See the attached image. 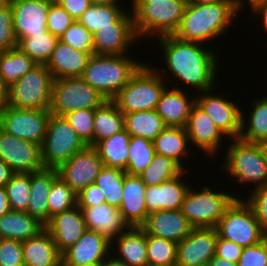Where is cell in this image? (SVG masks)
I'll list each match as a JSON object with an SVG mask.
<instances>
[{
    "label": "cell",
    "mask_w": 267,
    "mask_h": 266,
    "mask_svg": "<svg viewBox=\"0 0 267 266\" xmlns=\"http://www.w3.org/2000/svg\"><path fill=\"white\" fill-rule=\"evenodd\" d=\"M106 98L81 77L53 80L50 112L64 116L82 109H96Z\"/></svg>",
    "instance_id": "30bf717a"
},
{
    "label": "cell",
    "mask_w": 267,
    "mask_h": 266,
    "mask_svg": "<svg viewBox=\"0 0 267 266\" xmlns=\"http://www.w3.org/2000/svg\"><path fill=\"white\" fill-rule=\"evenodd\" d=\"M18 40L14 33L13 12L10 5L0 9V52L16 48Z\"/></svg>",
    "instance_id": "681fc988"
},
{
    "label": "cell",
    "mask_w": 267,
    "mask_h": 266,
    "mask_svg": "<svg viewBox=\"0 0 267 266\" xmlns=\"http://www.w3.org/2000/svg\"><path fill=\"white\" fill-rule=\"evenodd\" d=\"M0 159L14 173L31 174L44 169L41 145L19 139L0 129Z\"/></svg>",
    "instance_id": "4fadbf2b"
},
{
    "label": "cell",
    "mask_w": 267,
    "mask_h": 266,
    "mask_svg": "<svg viewBox=\"0 0 267 266\" xmlns=\"http://www.w3.org/2000/svg\"><path fill=\"white\" fill-rule=\"evenodd\" d=\"M186 128L167 126L153 140L155 154L166 156L176 161L184 170V157H188L191 150ZM189 144V145H188ZM182 160V161H181Z\"/></svg>",
    "instance_id": "1f68e13d"
},
{
    "label": "cell",
    "mask_w": 267,
    "mask_h": 266,
    "mask_svg": "<svg viewBox=\"0 0 267 266\" xmlns=\"http://www.w3.org/2000/svg\"><path fill=\"white\" fill-rule=\"evenodd\" d=\"M207 266H237V263L214 256Z\"/></svg>",
    "instance_id": "94428289"
},
{
    "label": "cell",
    "mask_w": 267,
    "mask_h": 266,
    "mask_svg": "<svg viewBox=\"0 0 267 266\" xmlns=\"http://www.w3.org/2000/svg\"><path fill=\"white\" fill-rule=\"evenodd\" d=\"M115 239L114 243L111 242V250L117 253L111 252V256L117 261L125 266L148 265L146 233L141 227H129Z\"/></svg>",
    "instance_id": "83f0119b"
},
{
    "label": "cell",
    "mask_w": 267,
    "mask_h": 266,
    "mask_svg": "<svg viewBox=\"0 0 267 266\" xmlns=\"http://www.w3.org/2000/svg\"><path fill=\"white\" fill-rule=\"evenodd\" d=\"M101 266H125L122 262L117 261L114 257L110 256Z\"/></svg>",
    "instance_id": "be15d7a7"
},
{
    "label": "cell",
    "mask_w": 267,
    "mask_h": 266,
    "mask_svg": "<svg viewBox=\"0 0 267 266\" xmlns=\"http://www.w3.org/2000/svg\"><path fill=\"white\" fill-rule=\"evenodd\" d=\"M184 169L173 159L155 154L152 162L138 176L146 186L159 185L180 175Z\"/></svg>",
    "instance_id": "f35d334b"
},
{
    "label": "cell",
    "mask_w": 267,
    "mask_h": 266,
    "mask_svg": "<svg viewBox=\"0 0 267 266\" xmlns=\"http://www.w3.org/2000/svg\"><path fill=\"white\" fill-rule=\"evenodd\" d=\"M126 172L139 175L152 162L155 155L153 141L143 137L131 136Z\"/></svg>",
    "instance_id": "b9f144b4"
},
{
    "label": "cell",
    "mask_w": 267,
    "mask_h": 266,
    "mask_svg": "<svg viewBox=\"0 0 267 266\" xmlns=\"http://www.w3.org/2000/svg\"><path fill=\"white\" fill-rule=\"evenodd\" d=\"M86 145L79 138L64 116L51 113L45 139L41 145L44 168L57 169Z\"/></svg>",
    "instance_id": "9c48e42d"
},
{
    "label": "cell",
    "mask_w": 267,
    "mask_h": 266,
    "mask_svg": "<svg viewBox=\"0 0 267 266\" xmlns=\"http://www.w3.org/2000/svg\"><path fill=\"white\" fill-rule=\"evenodd\" d=\"M53 77L45 64H37L7 87L6 105L18 109L49 110Z\"/></svg>",
    "instance_id": "52a82bcc"
},
{
    "label": "cell",
    "mask_w": 267,
    "mask_h": 266,
    "mask_svg": "<svg viewBox=\"0 0 267 266\" xmlns=\"http://www.w3.org/2000/svg\"><path fill=\"white\" fill-rule=\"evenodd\" d=\"M79 208L82 211L86 229L98 232L111 242L129 228L119 208L108 205L106 202L92 207Z\"/></svg>",
    "instance_id": "cb8c5ba5"
},
{
    "label": "cell",
    "mask_w": 267,
    "mask_h": 266,
    "mask_svg": "<svg viewBox=\"0 0 267 266\" xmlns=\"http://www.w3.org/2000/svg\"><path fill=\"white\" fill-rule=\"evenodd\" d=\"M95 109H82L70 112L64 117L86 146L93 147V122Z\"/></svg>",
    "instance_id": "bcb514c9"
},
{
    "label": "cell",
    "mask_w": 267,
    "mask_h": 266,
    "mask_svg": "<svg viewBox=\"0 0 267 266\" xmlns=\"http://www.w3.org/2000/svg\"><path fill=\"white\" fill-rule=\"evenodd\" d=\"M92 54L94 52L76 50L59 40L45 66L54 80L81 77Z\"/></svg>",
    "instance_id": "484cf974"
},
{
    "label": "cell",
    "mask_w": 267,
    "mask_h": 266,
    "mask_svg": "<svg viewBox=\"0 0 267 266\" xmlns=\"http://www.w3.org/2000/svg\"><path fill=\"white\" fill-rule=\"evenodd\" d=\"M187 172L184 170L180 175L159 185L147 186L145 201L148 214L160 210L181 209L185 195L191 186L182 177Z\"/></svg>",
    "instance_id": "603a6c76"
},
{
    "label": "cell",
    "mask_w": 267,
    "mask_h": 266,
    "mask_svg": "<svg viewBox=\"0 0 267 266\" xmlns=\"http://www.w3.org/2000/svg\"><path fill=\"white\" fill-rule=\"evenodd\" d=\"M218 237L244 247L261 242L267 235L262 231L252 208L237 198L215 226Z\"/></svg>",
    "instance_id": "8fae6325"
},
{
    "label": "cell",
    "mask_w": 267,
    "mask_h": 266,
    "mask_svg": "<svg viewBox=\"0 0 267 266\" xmlns=\"http://www.w3.org/2000/svg\"><path fill=\"white\" fill-rule=\"evenodd\" d=\"M103 161L97 150L86 146L82 151L75 153L67 162L57 168L58 176L77 194L89 184L95 183Z\"/></svg>",
    "instance_id": "5bb4252c"
},
{
    "label": "cell",
    "mask_w": 267,
    "mask_h": 266,
    "mask_svg": "<svg viewBox=\"0 0 267 266\" xmlns=\"http://www.w3.org/2000/svg\"><path fill=\"white\" fill-rule=\"evenodd\" d=\"M111 241L96 231L83 236L62 254V266H101L111 256Z\"/></svg>",
    "instance_id": "e0dca14e"
},
{
    "label": "cell",
    "mask_w": 267,
    "mask_h": 266,
    "mask_svg": "<svg viewBox=\"0 0 267 266\" xmlns=\"http://www.w3.org/2000/svg\"><path fill=\"white\" fill-rule=\"evenodd\" d=\"M45 225L27 212L10 211L0 217V239L26 241L37 236Z\"/></svg>",
    "instance_id": "4dcf8cb0"
},
{
    "label": "cell",
    "mask_w": 267,
    "mask_h": 266,
    "mask_svg": "<svg viewBox=\"0 0 267 266\" xmlns=\"http://www.w3.org/2000/svg\"><path fill=\"white\" fill-rule=\"evenodd\" d=\"M143 64L127 54H92L81 78L106 100H113Z\"/></svg>",
    "instance_id": "3957f363"
},
{
    "label": "cell",
    "mask_w": 267,
    "mask_h": 266,
    "mask_svg": "<svg viewBox=\"0 0 267 266\" xmlns=\"http://www.w3.org/2000/svg\"><path fill=\"white\" fill-rule=\"evenodd\" d=\"M94 4H115L119 3V0H90Z\"/></svg>",
    "instance_id": "03108f58"
},
{
    "label": "cell",
    "mask_w": 267,
    "mask_h": 266,
    "mask_svg": "<svg viewBox=\"0 0 267 266\" xmlns=\"http://www.w3.org/2000/svg\"><path fill=\"white\" fill-rule=\"evenodd\" d=\"M77 205V193L59 176L53 181L48 196V222L54 215Z\"/></svg>",
    "instance_id": "ee69618b"
},
{
    "label": "cell",
    "mask_w": 267,
    "mask_h": 266,
    "mask_svg": "<svg viewBox=\"0 0 267 266\" xmlns=\"http://www.w3.org/2000/svg\"><path fill=\"white\" fill-rule=\"evenodd\" d=\"M146 188V184L138 175H125L119 211L129 227H141L146 221Z\"/></svg>",
    "instance_id": "d4e9b609"
},
{
    "label": "cell",
    "mask_w": 267,
    "mask_h": 266,
    "mask_svg": "<svg viewBox=\"0 0 267 266\" xmlns=\"http://www.w3.org/2000/svg\"><path fill=\"white\" fill-rule=\"evenodd\" d=\"M25 266H62V254L46 229L22 242Z\"/></svg>",
    "instance_id": "f1b7e54d"
},
{
    "label": "cell",
    "mask_w": 267,
    "mask_h": 266,
    "mask_svg": "<svg viewBox=\"0 0 267 266\" xmlns=\"http://www.w3.org/2000/svg\"><path fill=\"white\" fill-rule=\"evenodd\" d=\"M189 141L193 146L202 150L204 154L215 157L222 147L223 137H227L221 129L215 125L208 114L196 103L193 105L186 125Z\"/></svg>",
    "instance_id": "ffe728a7"
},
{
    "label": "cell",
    "mask_w": 267,
    "mask_h": 266,
    "mask_svg": "<svg viewBox=\"0 0 267 266\" xmlns=\"http://www.w3.org/2000/svg\"><path fill=\"white\" fill-rule=\"evenodd\" d=\"M250 7V10L252 11V16H254L253 18L256 19L259 17L261 23L263 24L265 32H267V0L257 1L253 3Z\"/></svg>",
    "instance_id": "6f0895ef"
},
{
    "label": "cell",
    "mask_w": 267,
    "mask_h": 266,
    "mask_svg": "<svg viewBox=\"0 0 267 266\" xmlns=\"http://www.w3.org/2000/svg\"><path fill=\"white\" fill-rule=\"evenodd\" d=\"M163 50L169 74L182 81V85L204 92L215 88L219 57L216 52L204 49V44L184 41L174 35L156 38ZM218 58V59H217Z\"/></svg>",
    "instance_id": "6da1fadb"
},
{
    "label": "cell",
    "mask_w": 267,
    "mask_h": 266,
    "mask_svg": "<svg viewBox=\"0 0 267 266\" xmlns=\"http://www.w3.org/2000/svg\"><path fill=\"white\" fill-rule=\"evenodd\" d=\"M0 266H25L22 241L0 239Z\"/></svg>",
    "instance_id": "f907efd6"
},
{
    "label": "cell",
    "mask_w": 267,
    "mask_h": 266,
    "mask_svg": "<svg viewBox=\"0 0 267 266\" xmlns=\"http://www.w3.org/2000/svg\"><path fill=\"white\" fill-rule=\"evenodd\" d=\"M7 100V87L0 79V111L6 106Z\"/></svg>",
    "instance_id": "6125c7cd"
},
{
    "label": "cell",
    "mask_w": 267,
    "mask_h": 266,
    "mask_svg": "<svg viewBox=\"0 0 267 266\" xmlns=\"http://www.w3.org/2000/svg\"><path fill=\"white\" fill-rule=\"evenodd\" d=\"M58 177L57 169L44 168L30 174V199L27 213L44 225L48 223V196L53 181Z\"/></svg>",
    "instance_id": "f546056e"
},
{
    "label": "cell",
    "mask_w": 267,
    "mask_h": 266,
    "mask_svg": "<svg viewBox=\"0 0 267 266\" xmlns=\"http://www.w3.org/2000/svg\"><path fill=\"white\" fill-rule=\"evenodd\" d=\"M148 265L176 266L177 243L146 233Z\"/></svg>",
    "instance_id": "7bdbcfd3"
},
{
    "label": "cell",
    "mask_w": 267,
    "mask_h": 266,
    "mask_svg": "<svg viewBox=\"0 0 267 266\" xmlns=\"http://www.w3.org/2000/svg\"><path fill=\"white\" fill-rule=\"evenodd\" d=\"M119 3H92L77 19L88 31L95 33L98 29L113 27V23L124 13Z\"/></svg>",
    "instance_id": "74e56055"
},
{
    "label": "cell",
    "mask_w": 267,
    "mask_h": 266,
    "mask_svg": "<svg viewBox=\"0 0 267 266\" xmlns=\"http://www.w3.org/2000/svg\"><path fill=\"white\" fill-rule=\"evenodd\" d=\"M225 161L220 167L240 184L253 183V190L267 186V162L260 144L229 139Z\"/></svg>",
    "instance_id": "8992f818"
},
{
    "label": "cell",
    "mask_w": 267,
    "mask_h": 266,
    "mask_svg": "<svg viewBox=\"0 0 267 266\" xmlns=\"http://www.w3.org/2000/svg\"><path fill=\"white\" fill-rule=\"evenodd\" d=\"M244 3L245 0H223L215 4L187 3L173 35L184 41L202 44L216 40L225 34L231 21L244 9Z\"/></svg>",
    "instance_id": "7a4b0ae2"
},
{
    "label": "cell",
    "mask_w": 267,
    "mask_h": 266,
    "mask_svg": "<svg viewBox=\"0 0 267 266\" xmlns=\"http://www.w3.org/2000/svg\"><path fill=\"white\" fill-rule=\"evenodd\" d=\"M11 0H0V9L10 5Z\"/></svg>",
    "instance_id": "a7ac6f4b"
},
{
    "label": "cell",
    "mask_w": 267,
    "mask_h": 266,
    "mask_svg": "<svg viewBox=\"0 0 267 266\" xmlns=\"http://www.w3.org/2000/svg\"><path fill=\"white\" fill-rule=\"evenodd\" d=\"M167 125L155 110L124 113V129L130 136L153 141Z\"/></svg>",
    "instance_id": "d590c367"
},
{
    "label": "cell",
    "mask_w": 267,
    "mask_h": 266,
    "mask_svg": "<svg viewBox=\"0 0 267 266\" xmlns=\"http://www.w3.org/2000/svg\"><path fill=\"white\" fill-rule=\"evenodd\" d=\"M61 254L75 244L87 230L78 205L54 215L45 225Z\"/></svg>",
    "instance_id": "44dd1931"
},
{
    "label": "cell",
    "mask_w": 267,
    "mask_h": 266,
    "mask_svg": "<svg viewBox=\"0 0 267 266\" xmlns=\"http://www.w3.org/2000/svg\"><path fill=\"white\" fill-rule=\"evenodd\" d=\"M133 26L132 12L127 10L113 23V27L98 29L93 34L94 54L125 55L138 42ZM131 46V47H130Z\"/></svg>",
    "instance_id": "9a60e30c"
},
{
    "label": "cell",
    "mask_w": 267,
    "mask_h": 266,
    "mask_svg": "<svg viewBox=\"0 0 267 266\" xmlns=\"http://www.w3.org/2000/svg\"><path fill=\"white\" fill-rule=\"evenodd\" d=\"M133 26L138 39L173 35L184 15L187 0H132ZM145 35V36H144Z\"/></svg>",
    "instance_id": "277c9868"
},
{
    "label": "cell",
    "mask_w": 267,
    "mask_h": 266,
    "mask_svg": "<svg viewBox=\"0 0 267 266\" xmlns=\"http://www.w3.org/2000/svg\"><path fill=\"white\" fill-rule=\"evenodd\" d=\"M75 19L59 4L51 3L47 15L48 32L60 38Z\"/></svg>",
    "instance_id": "c3c4849f"
},
{
    "label": "cell",
    "mask_w": 267,
    "mask_h": 266,
    "mask_svg": "<svg viewBox=\"0 0 267 266\" xmlns=\"http://www.w3.org/2000/svg\"><path fill=\"white\" fill-rule=\"evenodd\" d=\"M145 233L179 243L194 229L179 210H160L149 213L141 226Z\"/></svg>",
    "instance_id": "7402d4cb"
},
{
    "label": "cell",
    "mask_w": 267,
    "mask_h": 266,
    "mask_svg": "<svg viewBox=\"0 0 267 266\" xmlns=\"http://www.w3.org/2000/svg\"><path fill=\"white\" fill-rule=\"evenodd\" d=\"M237 266H267V236L255 245L244 247Z\"/></svg>",
    "instance_id": "f5cc1de1"
},
{
    "label": "cell",
    "mask_w": 267,
    "mask_h": 266,
    "mask_svg": "<svg viewBox=\"0 0 267 266\" xmlns=\"http://www.w3.org/2000/svg\"><path fill=\"white\" fill-rule=\"evenodd\" d=\"M217 232L215 228H194L177 243L176 266H206L215 256Z\"/></svg>",
    "instance_id": "ac0fdd59"
},
{
    "label": "cell",
    "mask_w": 267,
    "mask_h": 266,
    "mask_svg": "<svg viewBox=\"0 0 267 266\" xmlns=\"http://www.w3.org/2000/svg\"><path fill=\"white\" fill-rule=\"evenodd\" d=\"M93 147L124 129V113L113 100H106L95 109L93 122Z\"/></svg>",
    "instance_id": "836d02e7"
},
{
    "label": "cell",
    "mask_w": 267,
    "mask_h": 266,
    "mask_svg": "<svg viewBox=\"0 0 267 266\" xmlns=\"http://www.w3.org/2000/svg\"><path fill=\"white\" fill-rule=\"evenodd\" d=\"M59 40L82 52H94L93 33L75 20Z\"/></svg>",
    "instance_id": "7dc6e473"
},
{
    "label": "cell",
    "mask_w": 267,
    "mask_h": 266,
    "mask_svg": "<svg viewBox=\"0 0 267 266\" xmlns=\"http://www.w3.org/2000/svg\"><path fill=\"white\" fill-rule=\"evenodd\" d=\"M35 65L37 63L18 47L0 52V79L9 87Z\"/></svg>",
    "instance_id": "8d00e7d4"
},
{
    "label": "cell",
    "mask_w": 267,
    "mask_h": 266,
    "mask_svg": "<svg viewBox=\"0 0 267 266\" xmlns=\"http://www.w3.org/2000/svg\"><path fill=\"white\" fill-rule=\"evenodd\" d=\"M130 139V134L123 129L94 146L105 167L126 171Z\"/></svg>",
    "instance_id": "d6a6232c"
},
{
    "label": "cell",
    "mask_w": 267,
    "mask_h": 266,
    "mask_svg": "<svg viewBox=\"0 0 267 266\" xmlns=\"http://www.w3.org/2000/svg\"><path fill=\"white\" fill-rule=\"evenodd\" d=\"M61 5L75 20L92 4L90 0H52Z\"/></svg>",
    "instance_id": "9f6ffc18"
},
{
    "label": "cell",
    "mask_w": 267,
    "mask_h": 266,
    "mask_svg": "<svg viewBox=\"0 0 267 266\" xmlns=\"http://www.w3.org/2000/svg\"><path fill=\"white\" fill-rule=\"evenodd\" d=\"M244 201L252 208L262 231L267 235V186L252 190Z\"/></svg>",
    "instance_id": "816d5d0a"
},
{
    "label": "cell",
    "mask_w": 267,
    "mask_h": 266,
    "mask_svg": "<svg viewBox=\"0 0 267 266\" xmlns=\"http://www.w3.org/2000/svg\"><path fill=\"white\" fill-rule=\"evenodd\" d=\"M188 3H196V4H215L223 0H187Z\"/></svg>",
    "instance_id": "e7e4bbea"
},
{
    "label": "cell",
    "mask_w": 267,
    "mask_h": 266,
    "mask_svg": "<svg viewBox=\"0 0 267 266\" xmlns=\"http://www.w3.org/2000/svg\"><path fill=\"white\" fill-rule=\"evenodd\" d=\"M126 174L124 170L104 166L96 177L95 184L101 189L108 205L120 207Z\"/></svg>",
    "instance_id": "ab89813d"
},
{
    "label": "cell",
    "mask_w": 267,
    "mask_h": 266,
    "mask_svg": "<svg viewBox=\"0 0 267 266\" xmlns=\"http://www.w3.org/2000/svg\"><path fill=\"white\" fill-rule=\"evenodd\" d=\"M164 70L144 63L113 99L119 110L123 113L155 110L167 87L164 84L167 76H162Z\"/></svg>",
    "instance_id": "5b68a950"
},
{
    "label": "cell",
    "mask_w": 267,
    "mask_h": 266,
    "mask_svg": "<svg viewBox=\"0 0 267 266\" xmlns=\"http://www.w3.org/2000/svg\"><path fill=\"white\" fill-rule=\"evenodd\" d=\"M243 247L235 242L217 237L216 257L237 263L242 255Z\"/></svg>",
    "instance_id": "11a10c76"
},
{
    "label": "cell",
    "mask_w": 267,
    "mask_h": 266,
    "mask_svg": "<svg viewBox=\"0 0 267 266\" xmlns=\"http://www.w3.org/2000/svg\"><path fill=\"white\" fill-rule=\"evenodd\" d=\"M105 202L104 194L95 183L89 184L77 194L79 207H92Z\"/></svg>",
    "instance_id": "db71d44e"
},
{
    "label": "cell",
    "mask_w": 267,
    "mask_h": 266,
    "mask_svg": "<svg viewBox=\"0 0 267 266\" xmlns=\"http://www.w3.org/2000/svg\"><path fill=\"white\" fill-rule=\"evenodd\" d=\"M4 187L11 210L27 212L30 199V174L15 173Z\"/></svg>",
    "instance_id": "f6af8a7d"
},
{
    "label": "cell",
    "mask_w": 267,
    "mask_h": 266,
    "mask_svg": "<svg viewBox=\"0 0 267 266\" xmlns=\"http://www.w3.org/2000/svg\"><path fill=\"white\" fill-rule=\"evenodd\" d=\"M172 87L164 89L155 111L167 126L185 128L196 98L190 99L181 86Z\"/></svg>",
    "instance_id": "4316f807"
},
{
    "label": "cell",
    "mask_w": 267,
    "mask_h": 266,
    "mask_svg": "<svg viewBox=\"0 0 267 266\" xmlns=\"http://www.w3.org/2000/svg\"><path fill=\"white\" fill-rule=\"evenodd\" d=\"M14 171L0 159V187H4L13 177Z\"/></svg>",
    "instance_id": "680465c9"
},
{
    "label": "cell",
    "mask_w": 267,
    "mask_h": 266,
    "mask_svg": "<svg viewBox=\"0 0 267 266\" xmlns=\"http://www.w3.org/2000/svg\"><path fill=\"white\" fill-rule=\"evenodd\" d=\"M260 1V0H247V4H249V6H251L253 3Z\"/></svg>",
    "instance_id": "89a4df30"
},
{
    "label": "cell",
    "mask_w": 267,
    "mask_h": 266,
    "mask_svg": "<svg viewBox=\"0 0 267 266\" xmlns=\"http://www.w3.org/2000/svg\"><path fill=\"white\" fill-rule=\"evenodd\" d=\"M11 211L5 187H0V217Z\"/></svg>",
    "instance_id": "91938a15"
},
{
    "label": "cell",
    "mask_w": 267,
    "mask_h": 266,
    "mask_svg": "<svg viewBox=\"0 0 267 266\" xmlns=\"http://www.w3.org/2000/svg\"><path fill=\"white\" fill-rule=\"evenodd\" d=\"M260 147L267 162V141L261 142Z\"/></svg>",
    "instance_id": "003e7915"
},
{
    "label": "cell",
    "mask_w": 267,
    "mask_h": 266,
    "mask_svg": "<svg viewBox=\"0 0 267 266\" xmlns=\"http://www.w3.org/2000/svg\"><path fill=\"white\" fill-rule=\"evenodd\" d=\"M59 38L46 32L43 35H28L18 41V48L37 64H46Z\"/></svg>",
    "instance_id": "60d3db41"
},
{
    "label": "cell",
    "mask_w": 267,
    "mask_h": 266,
    "mask_svg": "<svg viewBox=\"0 0 267 266\" xmlns=\"http://www.w3.org/2000/svg\"><path fill=\"white\" fill-rule=\"evenodd\" d=\"M52 0H11L14 33L19 41L28 35H43Z\"/></svg>",
    "instance_id": "d6986e66"
},
{
    "label": "cell",
    "mask_w": 267,
    "mask_h": 266,
    "mask_svg": "<svg viewBox=\"0 0 267 266\" xmlns=\"http://www.w3.org/2000/svg\"><path fill=\"white\" fill-rule=\"evenodd\" d=\"M248 119L241 112V132L239 139L260 144L267 141V98L254 99Z\"/></svg>",
    "instance_id": "e575fe53"
},
{
    "label": "cell",
    "mask_w": 267,
    "mask_h": 266,
    "mask_svg": "<svg viewBox=\"0 0 267 266\" xmlns=\"http://www.w3.org/2000/svg\"><path fill=\"white\" fill-rule=\"evenodd\" d=\"M214 88L200 92L196 104L213 120L216 126L227 136V139L239 138L241 132V109L235 102L212 94Z\"/></svg>",
    "instance_id": "2e32d148"
},
{
    "label": "cell",
    "mask_w": 267,
    "mask_h": 266,
    "mask_svg": "<svg viewBox=\"0 0 267 266\" xmlns=\"http://www.w3.org/2000/svg\"><path fill=\"white\" fill-rule=\"evenodd\" d=\"M190 186L182 203L181 211L193 228H215L225 211L238 198L225 191H214L201 186L199 192Z\"/></svg>",
    "instance_id": "ba28073f"
},
{
    "label": "cell",
    "mask_w": 267,
    "mask_h": 266,
    "mask_svg": "<svg viewBox=\"0 0 267 266\" xmlns=\"http://www.w3.org/2000/svg\"><path fill=\"white\" fill-rule=\"evenodd\" d=\"M50 115V110L18 109L6 105L0 111V129L19 139L42 145Z\"/></svg>",
    "instance_id": "7c38bea8"
}]
</instances>
